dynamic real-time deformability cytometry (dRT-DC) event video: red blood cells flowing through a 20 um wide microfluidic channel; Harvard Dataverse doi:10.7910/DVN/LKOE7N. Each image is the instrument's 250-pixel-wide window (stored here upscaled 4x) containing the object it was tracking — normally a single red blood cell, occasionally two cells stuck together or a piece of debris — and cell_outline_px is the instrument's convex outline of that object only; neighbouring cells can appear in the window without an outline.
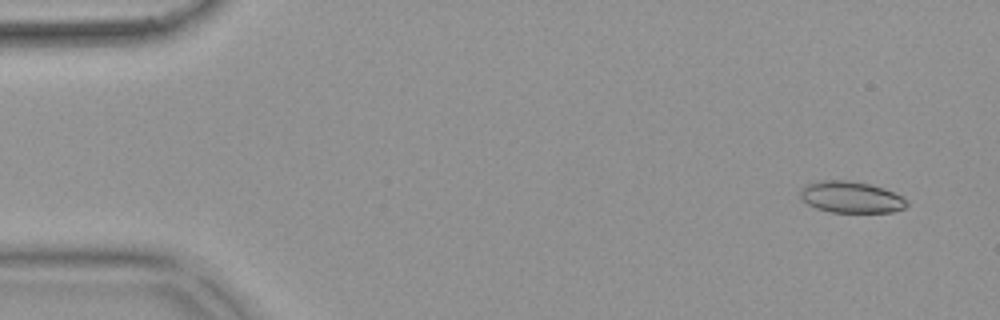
{"species": "common noctule bat (a hibernating species)", "species_latin": "Nyctalus noctula", "temperature_condition": "warm", "stored_images_in_passage": 55, "camera_frame_rate_fps": 3000, "um_per_image_px": 0.085, "animal": {"sex": "female", "body_mass_g": 18.4}, "frame": {"image": 1, "passage_image": 4, "time_ms": 1.0, "image_size_px": [1000, 320], "cell_outline_px": [[908, 204], [904, 208], [892, 212], [832, 212], [816, 208], [808, 204], [800, 196], [800, 188], [804, 184], [820, 180], [844, 180], [868, 184], [884, 188], [904, 196], [908, 200]], "centroid_in_image_um": [72.34, 16.75], "position_along_channel_um": 12.7, "area_um2": 19.65}}
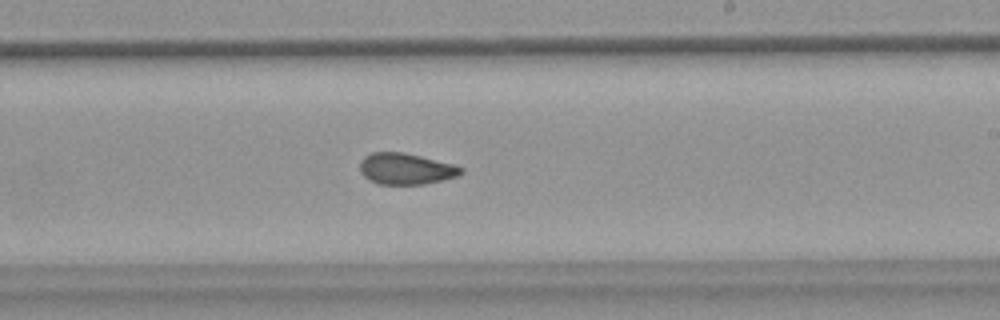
{"frame": {"image": 2, "passage_image": 33, "time_ms": 10.667, "image_size_px": [1000, 320], "cell_outline_px": [[464, 172], [460, 176], [444, 180], [424, 184], [376, 184], [368, 180], [360, 172], [360, 160], [364, 156], [372, 152], [404, 152], [456, 164], [464, 168]], "centroid_in_image_um": [34.53, 14.35], "position_along_channel_um": 254.5, "area_um2": 18.84}}
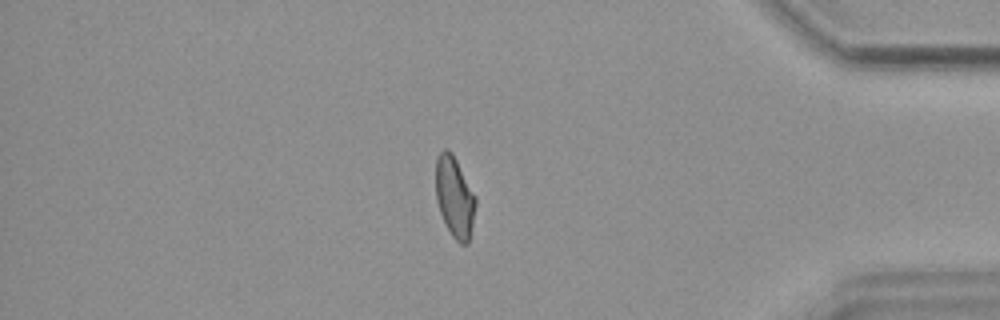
{"frame": {"image": 3, "passage_image": 47, "time_ms": 15.333, "image_size_px": [1000, 320], "cell_outline_px": [[476, 204], [468, 244], [460, 244], [452, 236], [440, 212], [436, 200], [436, 156], [444, 148], [448, 148], [452, 152], [476, 196]], "centroid_in_image_um": [38.64, 16.71], "position_along_channel_um": 396.6, "area_um2": 18.73}, "authors_computed_cell_mechanics": {"area_um2": 19.3052, "velocity_mm_per_s": 3.7324, "shape_relaxation_time_tau1_ms": null, "shape_relaxation_time_tau2_ms": 1.6859, "deformation_change_tau1": null, "deformation_change_tau2": 0.0741}}